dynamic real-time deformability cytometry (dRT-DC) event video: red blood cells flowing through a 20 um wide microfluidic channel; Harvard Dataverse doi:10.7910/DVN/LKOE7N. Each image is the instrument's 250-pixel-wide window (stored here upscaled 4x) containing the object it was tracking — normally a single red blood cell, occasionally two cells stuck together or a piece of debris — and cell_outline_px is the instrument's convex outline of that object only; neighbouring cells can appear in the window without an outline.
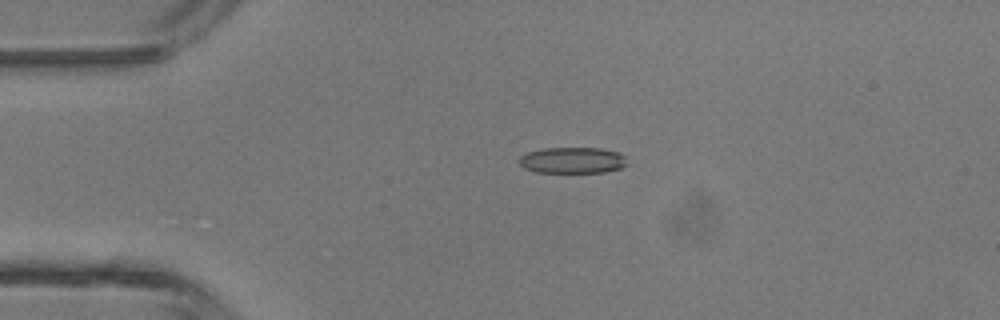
{"species": "common noctule bat (a hibernating species)", "species_latin": "Nyctalus noctula", "temperature_condition": "room temperature", "stored_images_in_passage": 2, "camera_frame_rate_fps": 3000, "um_per_image_px": 0.085, "animal": {"sex": "male", "body_mass_g": 13.3}, "frame": {"image": 1, "passage_image": 1, "time_ms": 0.0, "image_size_px": [1000, 320], "cell_outline_px": [[628, 164], [620, 168], [604, 172], [536, 172], [524, 168], [520, 164], [520, 156], [528, 152], [544, 148], [600, 148], [620, 152], [624, 156]], "centroid_in_image_um": [48.68, 13.62], "position_along_channel_um": 36.3, "area_um2": 16.42}}